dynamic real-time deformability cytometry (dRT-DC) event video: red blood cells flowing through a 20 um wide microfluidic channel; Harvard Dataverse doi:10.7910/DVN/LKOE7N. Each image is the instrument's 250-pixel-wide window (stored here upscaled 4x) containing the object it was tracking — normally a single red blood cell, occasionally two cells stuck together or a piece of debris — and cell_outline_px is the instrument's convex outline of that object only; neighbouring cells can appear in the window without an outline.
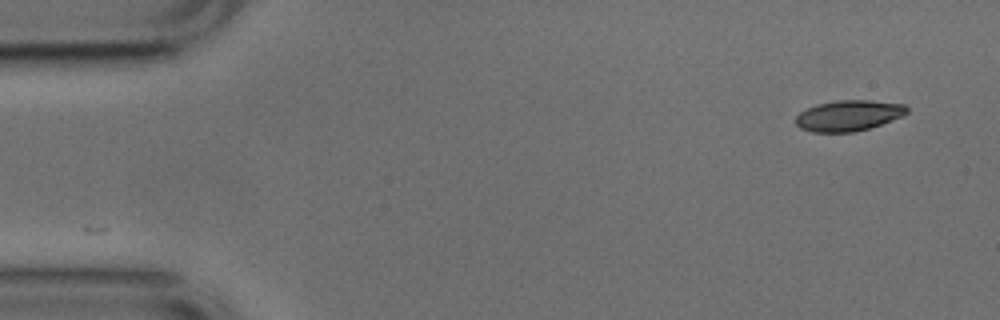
{"species": "common noctule bat (a hibernating species)", "species_latin": "Nyctalus noctula", "temperature_condition": "cold", "stored_images_in_passage": 50, "camera_frame_rate_fps": 3000, "um_per_image_px": 0.085, "animal": {"sex": "male", "body_mass_g": 17.9, "forearm_length_mm": 54.2}, "frame": {"image": 1, "passage_image": 1, "time_ms": 0.0, "image_size_px": [1000, 320], "cell_outline_px": [[908, 112], [904, 116], [868, 128], [852, 132], [812, 132], [800, 128], [796, 124], [796, 116], [800, 112], [816, 104], [836, 100], [872, 100], [904, 104], [908, 108]], "centroid_in_image_um": [72.13, 9.81], "position_along_channel_um": 12.9, "area_um2": 19.94}}
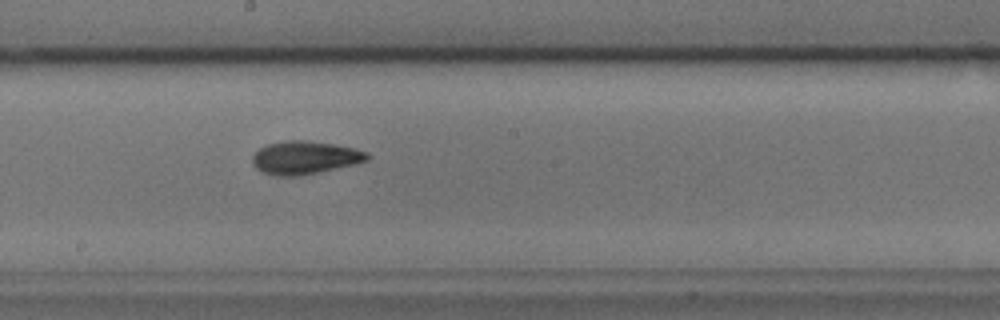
{"frame": {"image": 2, "passage_image": 26, "time_ms": 8.333, "image_size_px": [1000, 320], "cell_outline_px": [[372, 156], [368, 160], [356, 164], [320, 172], [300, 176], [276, 176], [264, 172], [256, 168], [252, 164], [252, 156], [260, 148], [268, 144], [284, 140], [304, 140], [332, 144], [352, 148], [368, 152]], "centroid_in_image_um": [25.93, 13.4], "position_along_channel_um": 222.3, "area_um2": 22.2}}
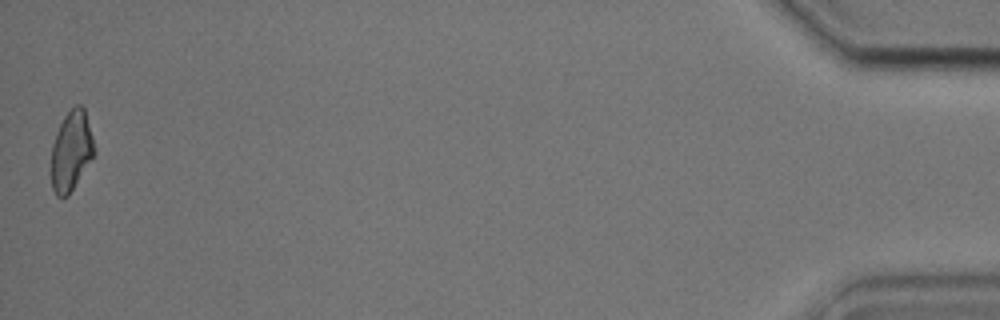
{"frame": {"image": 3, "passage_image": 50, "time_ms": 16.333, "image_size_px": [1000, 320], "cell_outline_px": [[96, 152], [68, 196], [56, 196], [52, 188], [52, 144], [56, 132], [64, 116], [76, 104], [80, 104], [84, 108], [92, 136]], "centroid_in_image_um": [6.06, 12.82], "position_along_channel_um": 429.1, "area_um2": 19.77}, "authors_computed_cell_mechanics": {"area_um2": 20.7502, "velocity_mm_per_s": 3.7666, "shape_relaxation_time_tau1_ms": 3.4668, "shape_relaxation_time_tau2_ms": 3.7225, "deformation_change_tau1": 0.1202, "deformation_change_tau2": 0.1025}}